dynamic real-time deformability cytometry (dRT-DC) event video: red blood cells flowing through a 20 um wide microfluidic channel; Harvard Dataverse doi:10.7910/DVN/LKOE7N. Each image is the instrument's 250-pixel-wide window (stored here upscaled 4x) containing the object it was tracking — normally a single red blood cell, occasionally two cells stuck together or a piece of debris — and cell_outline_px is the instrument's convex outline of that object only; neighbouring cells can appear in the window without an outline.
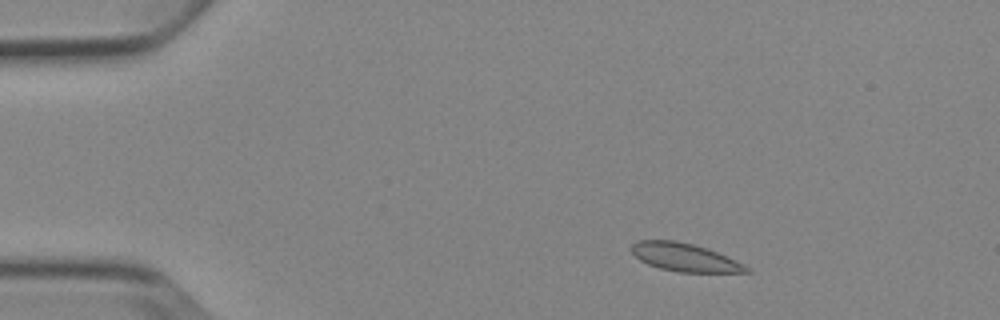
{"species": "Egyptian fruit bat (a non-hibernating species)", "species_latin": "Rousettus aegyptiacus", "temperature_condition": "cold", "stored_images_in_passage": 4, "camera_frame_rate_fps": 3000, "um_per_image_px": 0.085, "animal": {"sex": "female"}, "frame": {"image": 1, "passage_image": 2, "time_ms": 1.0, "image_size_px": [1000, 320], "cell_outline_px": [[752, 272], [676, 272], [660, 268], [648, 264], [640, 260], [632, 252], [632, 244], [640, 240], [676, 240], [692, 244], [716, 252], [744, 264]], "centroid_in_image_um": [58.18, 21.87], "position_along_channel_um": 26.8, "area_um2": 18.5}}